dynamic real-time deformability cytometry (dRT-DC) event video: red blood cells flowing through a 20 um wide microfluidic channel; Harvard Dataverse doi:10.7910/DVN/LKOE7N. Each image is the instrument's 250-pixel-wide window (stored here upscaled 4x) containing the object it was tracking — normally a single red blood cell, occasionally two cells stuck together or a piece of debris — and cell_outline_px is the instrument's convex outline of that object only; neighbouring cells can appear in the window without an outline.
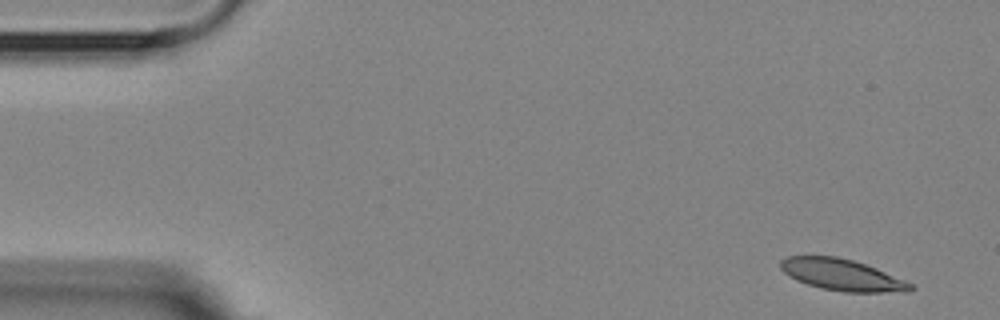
{"species": "Egyptian fruit bat (a non-hibernating species)", "species_latin": "Rousettus aegyptiacus", "temperature_condition": "room temperature", "stored_images_in_passage": 5, "camera_frame_rate_fps": 3000, "um_per_image_px": 0.085, "animal": {"sex": "female"}, "frame": {"image": 1, "passage_image": 1, "time_ms": 0.0, "image_size_px": [1000, 320], "cell_outline_px": [[916, 288], [908, 292], [844, 292], [820, 288], [796, 280], [784, 272], [780, 268], [780, 260], [788, 256], [836, 256], [852, 260], [876, 268], [904, 280], [912, 284]], "centroid_in_image_um": [71.57, 23.37], "position_along_channel_um": 13.4, "area_um2": 23.76}}